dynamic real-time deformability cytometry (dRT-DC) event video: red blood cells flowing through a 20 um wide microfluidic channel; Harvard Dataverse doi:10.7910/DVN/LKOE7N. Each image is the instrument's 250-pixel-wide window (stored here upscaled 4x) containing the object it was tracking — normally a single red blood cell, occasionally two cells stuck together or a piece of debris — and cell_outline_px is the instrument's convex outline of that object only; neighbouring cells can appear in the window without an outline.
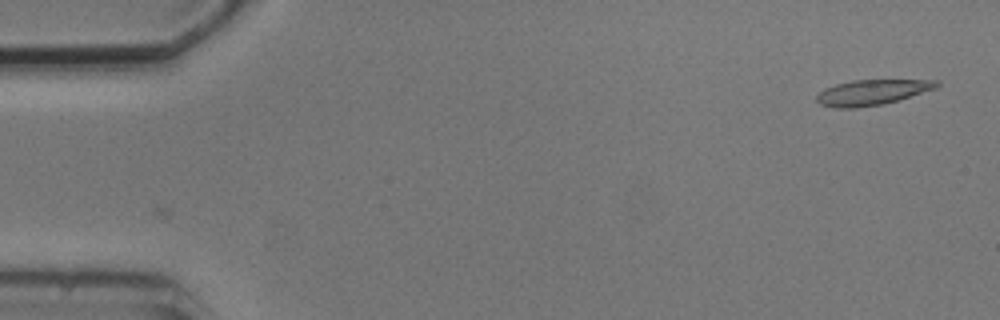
{"species": "common noctule bat (a hibernating species)", "species_latin": "Nyctalus noctula", "temperature_condition": "cold", "stored_images_in_passage": 2, "camera_frame_rate_fps": 3000, "um_per_image_px": 0.085, "animal": {"sex": "male", "body_mass_g": 20.5, "forearm_length_mm": 52.5}, "frame": {"image": 1, "passage_image": 2, "time_ms": 1.333, "image_size_px": [1000, 320], "cell_outline_px": [[940, 84], [936, 88], [884, 104], [856, 108], [836, 108], [820, 104], [816, 100], [816, 96], [824, 88], [836, 84], [852, 80], [940, 80]], "centroid_in_image_um": [74.1, 7.85], "position_along_channel_um": 10.9, "area_um2": 17.69}}